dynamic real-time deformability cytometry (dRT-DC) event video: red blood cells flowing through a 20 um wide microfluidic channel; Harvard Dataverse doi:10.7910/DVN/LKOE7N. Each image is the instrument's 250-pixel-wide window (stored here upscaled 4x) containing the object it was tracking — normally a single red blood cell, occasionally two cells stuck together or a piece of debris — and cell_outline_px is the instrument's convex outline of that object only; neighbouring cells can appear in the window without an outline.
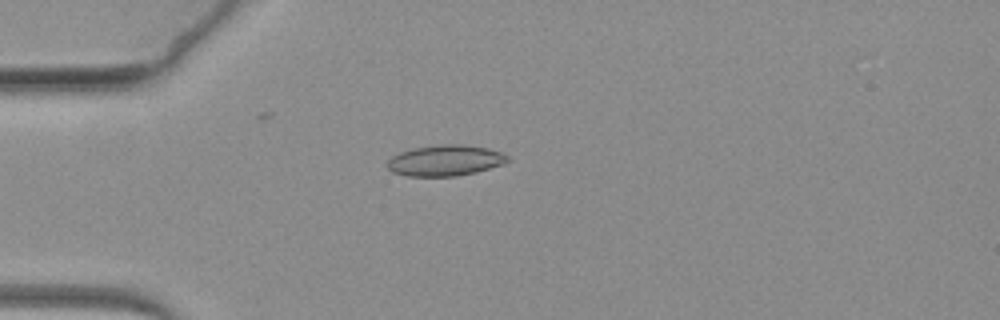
{"species": "common noctule bat (a hibernating species)", "species_latin": "Nyctalus noctula", "temperature_condition": "warm", "stored_images_in_passage": 49, "camera_frame_rate_fps": 3000, "um_per_image_px": 0.085, "animal": {"sex": "female", "body_mass_g": 19.3, "forearm_length_mm": 54.1}, "frame": {"image": 1, "passage_image": 4, "time_ms": 1.0, "image_size_px": [1000, 320], "cell_outline_px": [[508, 160], [504, 164], [476, 172], [456, 176], [408, 176], [392, 172], [384, 164], [392, 156], [400, 152], [412, 148], [440, 144], [464, 144], [488, 148], [500, 152], [508, 156]], "centroid_in_image_um": [37.82, 13.63], "position_along_channel_um": 47.2, "area_um2": 21.79}}
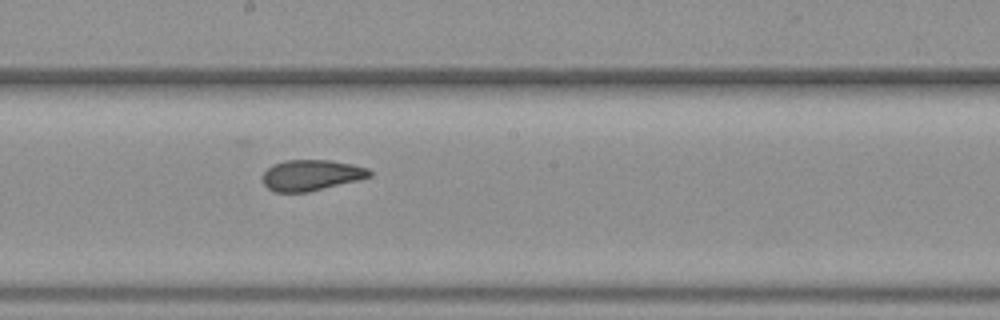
{"frame": {"image": 2, "passage_image": 22, "time_ms": 7.0, "image_size_px": [1000, 320], "cell_outline_px": [[372, 176], [308, 192], [276, 192], [268, 188], [264, 184], [260, 176], [272, 164], [284, 160], [332, 160], [352, 164], [368, 168], [372, 172]], "centroid_in_image_um": [26.42, 14.88], "position_along_channel_um": 221.8, "area_um2": 19.25}}
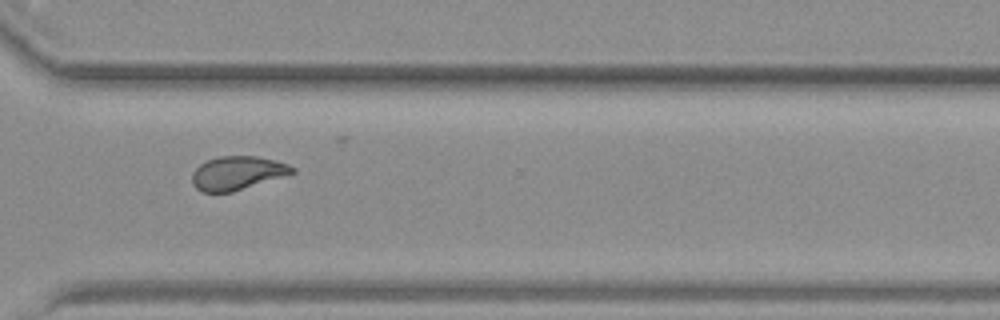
{"frame": {"image": 3, "passage_image": 34, "time_ms": 11.0, "image_size_px": [1000, 320], "cell_outline_px": [[296, 172], [284, 176], [232, 192], [200, 192], [192, 184], [192, 172], [200, 164], [208, 160], [220, 156], [256, 156], [288, 164], [296, 168]], "centroid_in_image_um": [20.16, 14.71], "position_along_channel_um": 350.4, "area_um2": 19.54}}